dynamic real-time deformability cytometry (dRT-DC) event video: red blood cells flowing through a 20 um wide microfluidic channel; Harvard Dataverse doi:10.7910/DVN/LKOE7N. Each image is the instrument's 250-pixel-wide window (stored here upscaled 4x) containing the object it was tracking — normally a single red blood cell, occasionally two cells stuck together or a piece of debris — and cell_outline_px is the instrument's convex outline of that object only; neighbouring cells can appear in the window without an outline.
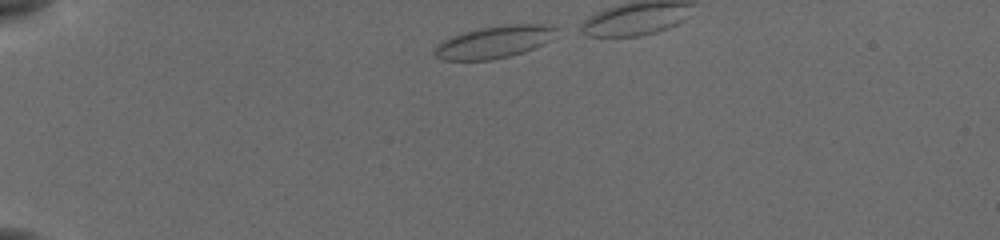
{"species": "common noctule bat (a hibernating species)", "species_latin": "Nyctalus noctula", "temperature_condition": "cold", "stored_images_in_passage": 13, "camera_frame_rate_fps": 3000, "um_per_image_px": 0.085, "animal": {"sex": "female", "body_mass_g": 19.5, "forearm_length_mm": 54.1}, "frame": {"image": 1, "passage_image": 1, "time_ms": 0.0, "image_size_px": [1000, 240], "cell_outline_px": [[556, 28], [552, 40], [544, 44], [524, 52], [492, 60], [440, 60], [432, 52], [444, 40], [452, 36], [464, 32], [480, 28], [512, 24], [552, 24]], "centroid_in_image_um": [42.04, 3.57], "position_along_channel_um": 43.0, "area_um2": 22.77}}
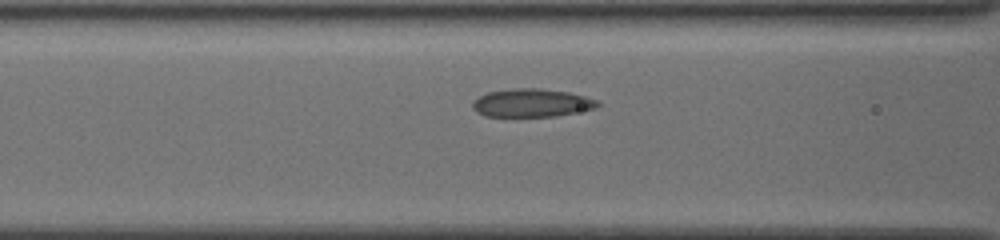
{"frame": {"image": 2, "passage_image": 11, "time_ms": 3.333, "image_size_px": [1000, 240], "cell_outline_px": [[600, 104], [596, 108], [556, 116], [516, 120], [484, 116], [476, 112], [472, 108], [472, 100], [488, 92], [512, 88], [540, 88], [568, 92], [600, 100]], "centroid_in_image_um": [45.13, 8.8], "position_along_channel_um": 121.5, "area_um2": 21.68}}